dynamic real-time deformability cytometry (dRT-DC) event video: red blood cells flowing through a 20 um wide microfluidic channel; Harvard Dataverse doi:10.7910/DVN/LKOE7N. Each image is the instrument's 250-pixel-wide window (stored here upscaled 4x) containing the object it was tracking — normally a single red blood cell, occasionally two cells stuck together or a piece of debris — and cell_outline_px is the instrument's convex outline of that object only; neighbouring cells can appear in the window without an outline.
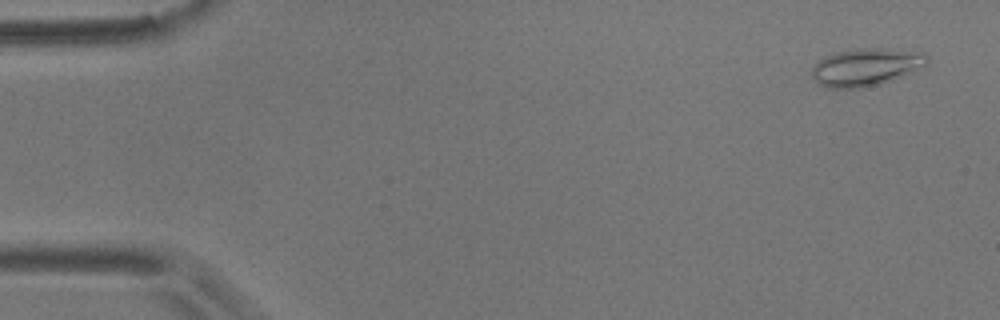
{"species": "common noctule bat (a hibernating species)", "species_latin": "Nyctalus noctula", "temperature_condition": "room temperature", "stored_images_in_passage": 56, "camera_frame_rate_fps": 3000, "um_per_image_px": 0.085, "animal": {"sex": "male", "body_mass_g": 17.9}, "frame": {"image": 1, "passage_image": 3, "time_ms": 0.667, "image_size_px": [1000, 320], "cell_outline_px": [[928, 60], [924, 68], [880, 84], [860, 88], [828, 88], [820, 84], [812, 76], [812, 68], [820, 60], [828, 56], [840, 52], [864, 48], [884, 48], [924, 52], [928, 56]], "centroid_in_image_um": [73.68, 5.71], "position_along_channel_um": 11.3, "area_um2": 25.03}}
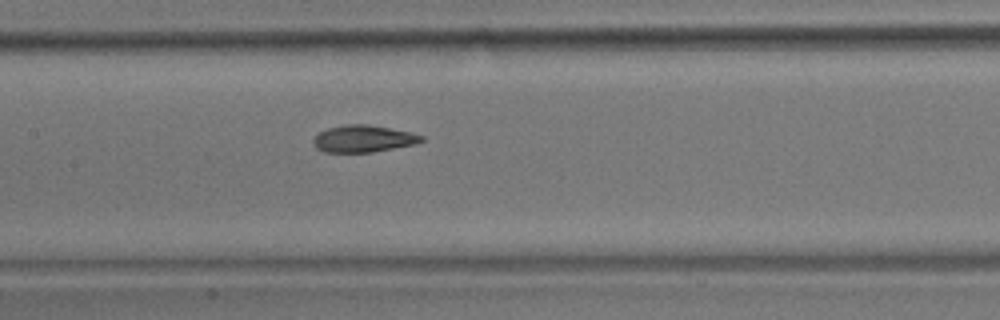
{"frame": {"image": 2, "passage_image": 27, "time_ms": 8.667, "image_size_px": [1000, 320], "cell_outline_px": [[424, 140], [416, 144], [372, 152], [324, 152], [316, 148], [312, 144], [312, 140], [320, 132], [328, 128], [348, 124], [368, 124], [412, 132], [424, 136]], "centroid_in_image_um": [30.9, 11.79], "position_along_channel_um": 176.5, "area_um2": 17.05}}
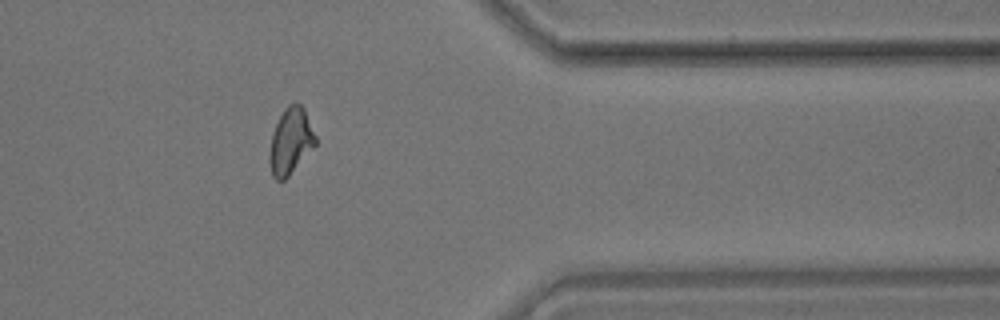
{"frame": {"image": 3, "passage_image": 46, "time_ms": 15.0, "image_size_px": [1000, 320], "cell_outline_px": [[316, 144], [288, 176], [284, 180], [276, 180], [272, 176], [268, 160], [268, 152], [272, 132], [284, 108], [288, 104], [300, 104], [304, 108], [316, 136]], "centroid_in_image_um": [24.67, 12.01], "position_along_channel_um": 386.7, "area_um2": 17.69}, "authors_computed_cell_mechanics": {"area_um2": 17.7735, "velocity_mm_per_s": 3.5651, "shape_relaxation_time_tau1_ms": 8.2756, "shape_relaxation_time_tau2_ms": 1.6621, "deformation_change_tau1": 0.2103, "deformation_change_tau2": 0.0685}}